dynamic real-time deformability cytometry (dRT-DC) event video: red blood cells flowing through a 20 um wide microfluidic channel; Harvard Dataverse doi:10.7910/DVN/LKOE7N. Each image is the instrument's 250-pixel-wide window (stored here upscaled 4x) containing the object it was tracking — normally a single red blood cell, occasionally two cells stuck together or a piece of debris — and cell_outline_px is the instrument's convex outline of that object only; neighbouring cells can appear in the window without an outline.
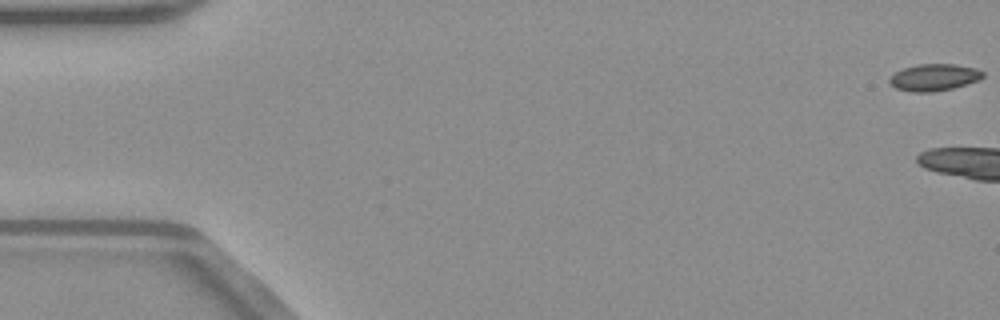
{"species": "common noctule bat (a hibernating species)", "species_latin": "Nyctalus noctula", "temperature_condition": "warm", "stored_images_in_passage": 7, "camera_frame_rate_fps": 3000, "um_per_image_px": 0.085, "animal": {"sex": "male", "body_mass_g": 23.1, "forearm_length_mm": 52.7}, "frame": {"image": 1, "passage_image": 1, "time_ms": 0.0, "image_size_px": [1000, 320], "cell_outline_px": [[984, 76], [980, 80], [952, 88], [932, 92], [912, 92], [896, 88], [888, 80], [896, 72], [904, 68], [916, 64], [956, 64], [976, 68], [984, 72]], "centroid_in_image_um": [79.43, 6.57], "position_along_channel_um": 5.6, "area_um2": 14.57}}